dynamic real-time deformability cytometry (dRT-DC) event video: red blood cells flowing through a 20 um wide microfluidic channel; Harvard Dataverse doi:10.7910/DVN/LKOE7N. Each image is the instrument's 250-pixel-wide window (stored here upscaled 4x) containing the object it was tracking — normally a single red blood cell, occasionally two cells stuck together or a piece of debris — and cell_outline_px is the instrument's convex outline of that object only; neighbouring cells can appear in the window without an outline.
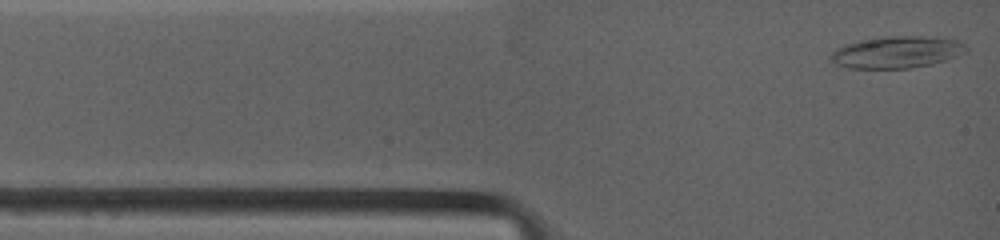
{"species": "common noctule bat (a hibernating species)", "species_latin": "Nyctalus noctula", "temperature_condition": "warm", "stored_images_in_passage": 60, "camera_frame_rate_fps": 4500, "um_per_image_px": 0.085, "animal": {"sex": "female", "body_mass_g": 19.0, "forearm_length_mm": 53.3}, "frame": {"image": 1, "passage_image": 1, "time_ms": 0.0, "image_size_px": [1000, 240], "cell_outline_px": [[968, 52], [932, 64], [908, 68], [848, 68], [836, 64], [828, 56], [836, 48], [844, 44], [860, 40], [884, 36], [944, 36], [956, 40], [964, 44], [968, 48]], "centroid_in_image_um": [76.24, 4.41], "position_along_channel_um": 8.8, "area_um2": 25.43}}
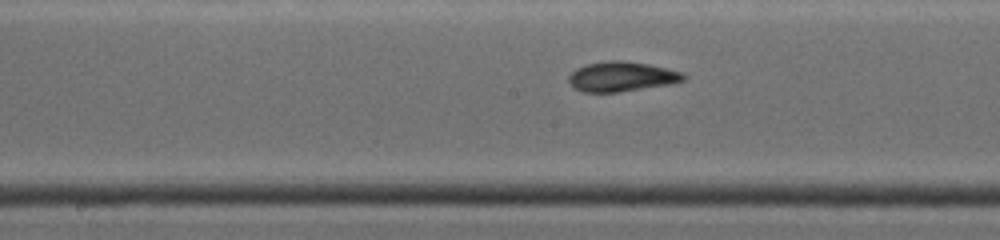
{"frame": {"image": 2, "passage_image": 30, "time_ms": 5.778, "image_size_px": [1000, 240], "cell_outline_px": [[688, 76], [684, 80], [672, 84], [616, 92], [584, 92], [576, 88], [568, 80], [568, 76], [576, 68], [588, 64], [608, 60], [624, 60], [648, 64], [684, 72]], "centroid_in_image_um": [52.88, 6.5], "position_along_channel_um": 195.3, "area_um2": 19.94}}
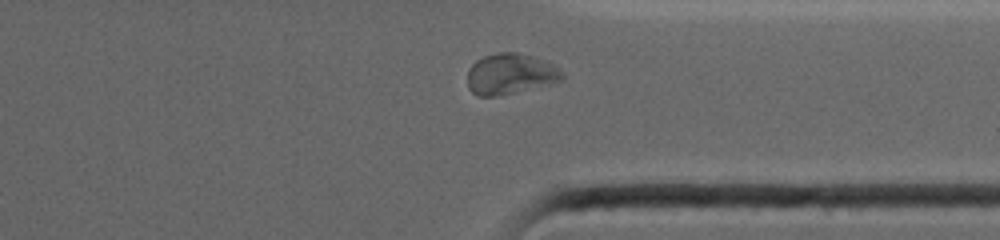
{"frame": {"image": 3, "passage_image": 52, "time_ms": 10.222, "image_size_px": [1000, 240], "cell_outline_px": [[564, 80], [496, 96], [480, 96], [472, 92], [468, 88], [468, 68], [476, 60], [484, 56], [500, 52], [516, 52], [532, 56], [544, 60], [560, 68], [564, 72]], "centroid_in_image_um": [43.38, 6.27], "position_along_channel_um": 368.0, "area_um2": 22.37}, "authors_computed_cell_mechanics": {"area_um2": 20.23, "velocity_mm_per_s": 3.8972, "shape_relaxation_time_tau1_ms": 7.8615, "shape_relaxation_time_tau2_ms": 1.592, "deformation_change_tau1": 0.1682, "deformation_change_tau2": 0.0845}}